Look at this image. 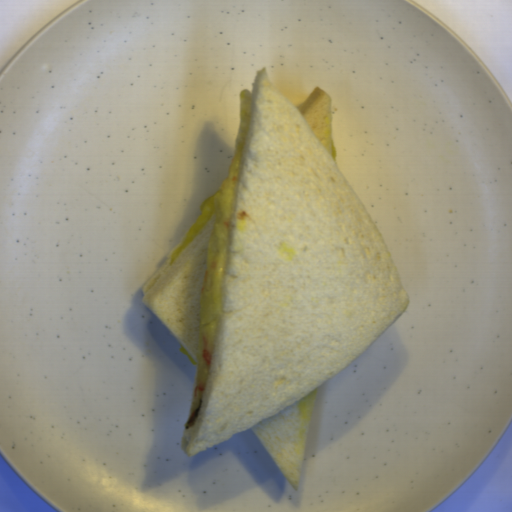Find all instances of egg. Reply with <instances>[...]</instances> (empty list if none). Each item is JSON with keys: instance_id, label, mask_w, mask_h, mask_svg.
<instances>
[{"instance_id": "egg-1", "label": "egg", "mask_w": 512, "mask_h": 512, "mask_svg": "<svg viewBox=\"0 0 512 512\" xmlns=\"http://www.w3.org/2000/svg\"><path fill=\"white\" fill-rule=\"evenodd\" d=\"M242 153L243 147H237L233 153L226 178L218 190L201 206L199 210L201 214L171 256L170 265H173L184 249L205 229L214 217V225L207 241L206 272L200 293V332L197 362L184 347L179 348L180 352L196 368L187 422L184 426L187 428L193 425L197 418L218 338L225 271Z\"/></svg>"}]
</instances>
